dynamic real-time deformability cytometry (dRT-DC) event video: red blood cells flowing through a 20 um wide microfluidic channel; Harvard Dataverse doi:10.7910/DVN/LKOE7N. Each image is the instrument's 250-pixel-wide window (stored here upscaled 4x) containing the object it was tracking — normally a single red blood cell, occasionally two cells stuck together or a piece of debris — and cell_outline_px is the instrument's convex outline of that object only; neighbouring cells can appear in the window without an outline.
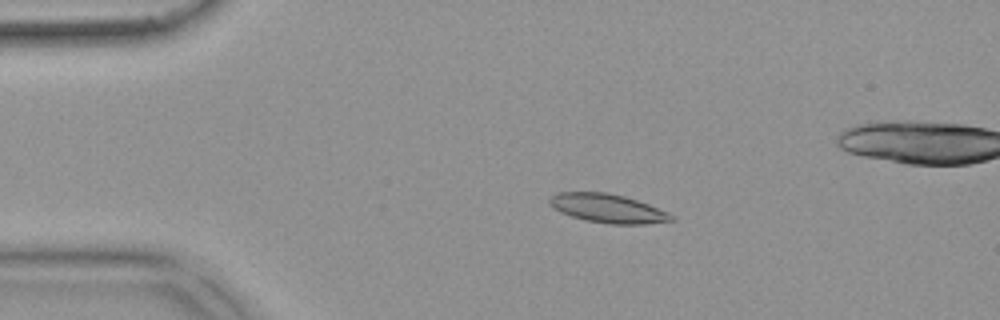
{"species": "common noctule bat (a hibernating species)", "species_latin": "Nyctalus noctula", "temperature_condition": "warm", "stored_images_in_passage": 53, "camera_frame_rate_fps": 3000, "um_per_image_px": 0.085, "animal": {"sex": "female", "body_mass_g": 18.4}, "frame": {"image": 1, "passage_image": 10, "time_ms": 3.0, "image_size_px": [1000, 320], "cell_outline_px": [[676, 220], [644, 224], [608, 224], [584, 220], [560, 212], [552, 208], [548, 204], [548, 200], [552, 196], [560, 192], [604, 192], [624, 196], [648, 204], [668, 212], [676, 216]], "centroid_in_image_um": [51.66, 17.72], "position_along_channel_um": 33.3, "area_um2": 20.52}}
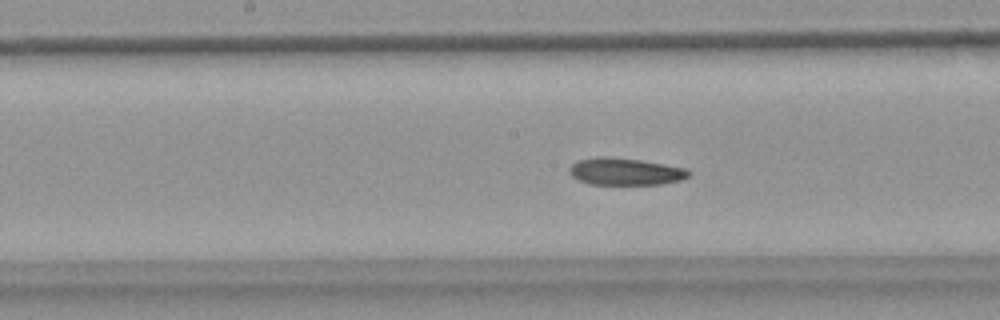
{"frame": {"image": 2, "passage_image": 26, "time_ms": 8.333, "image_size_px": [1000, 320], "cell_outline_px": [[692, 172], [688, 176], [680, 180], [660, 184], [588, 184], [572, 176], [568, 172], [568, 168], [572, 164], [580, 160], [596, 156], [608, 156], [640, 160], [688, 168]], "centroid_in_image_um": [53.15, 14.57], "position_along_channel_um": 195.1, "area_um2": 18.9}}
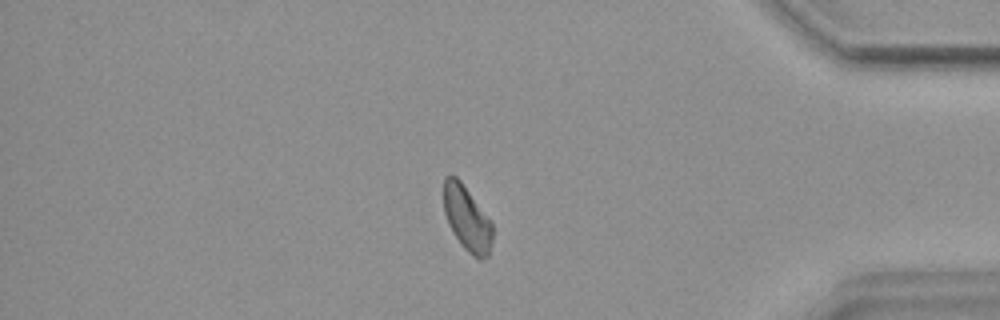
{"frame": {"image": 3, "passage_image": 44, "time_ms": 14.333, "image_size_px": [1000, 320], "cell_outline_px": [[492, 240], [488, 256], [480, 260], [472, 256], [460, 244], [452, 232], [448, 224], [444, 212], [444, 176], [456, 176], [460, 180], [492, 220]], "centroid_in_image_um": [39.7, 18.58], "position_along_channel_um": 395.5, "area_um2": 18.67}, "authors_computed_cell_mechanics": {"area_um2": 19.5364, "velocity_mm_per_s": 3.852, "shape_relaxation_time_tau1_ms": 9.865, "shape_relaxation_time_tau2_ms": null, "deformation_change_tau1": 0.1755, "deformation_change_tau2": null}}